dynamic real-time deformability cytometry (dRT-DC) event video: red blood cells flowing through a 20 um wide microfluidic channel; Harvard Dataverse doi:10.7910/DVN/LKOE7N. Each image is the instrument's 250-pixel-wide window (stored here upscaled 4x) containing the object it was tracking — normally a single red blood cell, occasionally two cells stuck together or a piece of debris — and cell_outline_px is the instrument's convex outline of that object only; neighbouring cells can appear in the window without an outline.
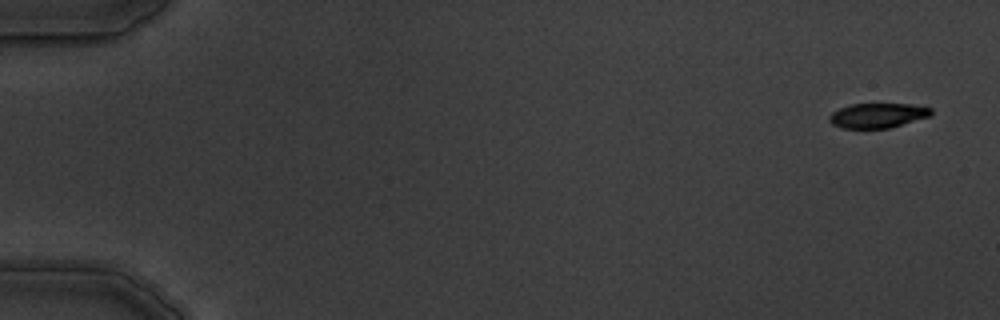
{"species": "common noctule bat (a hibernating species)", "species_latin": "Nyctalus noctula", "temperature_condition": "warm", "stored_images_in_passage": 8, "camera_frame_rate_fps": 3000, "um_per_image_px": 0.085, "animal": {"sex": "male", "body_mass_g": 19.5, "forearm_length_mm": 54.6}, "frame": {"image": 1, "passage_image": 1, "time_ms": 0.0, "image_size_px": [1000, 320], "cell_outline_px": [[932, 116], [888, 128], [844, 128], [832, 124], [828, 120], [828, 116], [832, 112], [848, 104], [912, 104], [932, 108]], "centroid_in_image_um": [74.61, 9.81], "position_along_channel_um": 10.4, "area_um2": 14.74}}
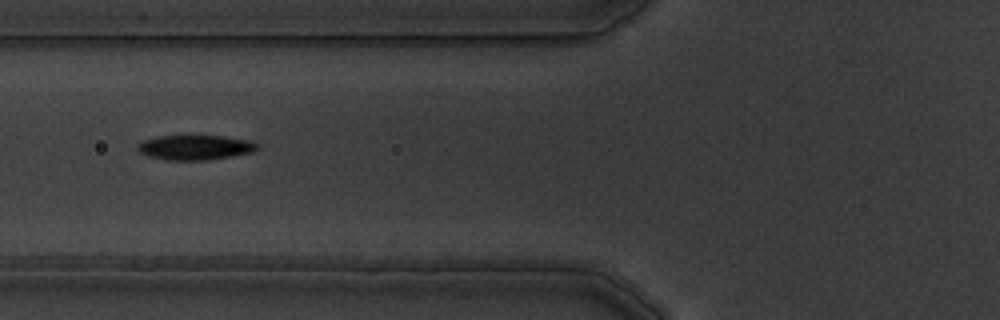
{"frame": {"image": 2, "passage_image": 6, "time_ms": 6.667, "image_size_px": [1000, 320], "cell_outline_px": [[260, 148], [256, 152], [232, 156], [204, 160], [164, 160], [148, 156], [140, 152], [136, 148], [136, 144], [144, 140], [156, 136], [184, 132], [192, 132], [224, 136], [252, 140]], "centroid_in_image_um": [16.57, 12.47], "position_along_channel_um": 109.2, "area_um2": 18.61}}
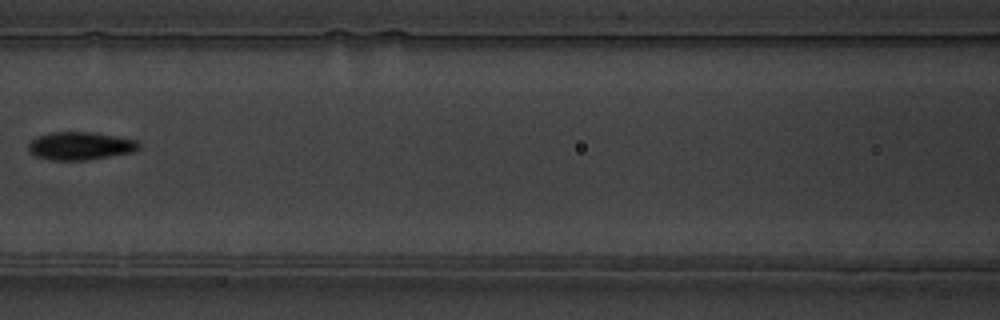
{"frame": {"image": 3, "passage_image": 7, "time_ms": 8.0, "image_size_px": [1000, 320], "cell_outline_px": [[140, 148], [132, 152], [88, 160], [52, 160], [36, 156], [28, 152], [28, 144], [36, 136], [52, 132], [92, 132], [116, 136], [136, 140], [140, 144]], "centroid_in_image_um": [6.8, 12.4], "position_along_channel_um": 159.8, "area_um2": 18.03}}